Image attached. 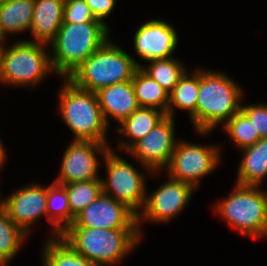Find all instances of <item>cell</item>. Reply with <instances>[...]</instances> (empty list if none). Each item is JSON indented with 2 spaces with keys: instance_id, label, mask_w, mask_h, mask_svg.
I'll return each mask as SVG.
<instances>
[{
  "instance_id": "44dd1931",
  "label": "cell",
  "mask_w": 267,
  "mask_h": 266,
  "mask_svg": "<svg viewBox=\"0 0 267 266\" xmlns=\"http://www.w3.org/2000/svg\"><path fill=\"white\" fill-rule=\"evenodd\" d=\"M188 75L187 71L169 94L167 116L175 117L174 108L187 110L192 125L196 129V105L199 91V70Z\"/></svg>"
},
{
  "instance_id": "e575fe53",
  "label": "cell",
  "mask_w": 267,
  "mask_h": 266,
  "mask_svg": "<svg viewBox=\"0 0 267 266\" xmlns=\"http://www.w3.org/2000/svg\"><path fill=\"white\" fill-rule=\"evenodd\" d=\"M0 266H8L4 262L0 261Z\"/></svg>"
},
{
  "instance_id": "4dcf8cb0",
  "label": "cell",
  "mask_w": 267,
  "mask_h": 266,
  "mask_svg": "<svg viewBox=\"0 0 267 266\" xmlns=\"http://www.w3.org/2000/svg\"><path fill=\"white\" fill-rule=\"evenodd\" d=\"M95 19L104 22L115 8L116 0H85Z\"/></svg>"
},
{
  "instance_id": "ba28073f",
  "label": "cell",
  "mask_w": 267,
  "mask_h": 266,
  "mask_svg": "<svg viewBox=\"0 0 267 266\" xmlns=\"http://www.w3.org/2000/svg\"><path fill=\"white\" fill-rule=\"evenodd\" d=\"M110 148L105 159L106 180L102 179V192L124 203L136 215L142 210L146 199L144 173L120 157Z\"/></svg>"
},
{
  "instance_id": "cb8c5ba5",
  "label": "cell",
  "mask_w": 267,
  "mask_h": 266,
  "mask_svg": "<svg viewBox=\"0 0 267 266\" xmlns=\"http://www.w3.org/2000/svg\"><path fill=\"white\" fill-rule=\"evenodd\" d=\"M44 245L43 266H95L61 237L48 238Z\"/></svg>"
},
{
  "instance_id": "603a6c76",
  "label": "cell",
  "mask_w": 267,
  "mask_h": 266,
  "mask_svg": "<svg viewBox=\"0 0 267 266\" xmlns=\"http://www.w3.org/2000/svg\"><path fill=\"white\" fill-rule=\"evenodd\" d=\"M131 81L140 107L156 108L167 115L169 94L154 79L138 68Z\"/></svg>"
},
{
  "instance_id": "6da1fadb",
  "label": "cell",
  "mask_w": 267,
  "mask_h": 266,
  "mask_svg": "<svg viewBox=\"0 0 267 266\" xmlns=\"http://www.w3.org/2000/svg\"><path fill=\"white\" fill-rule=\"evenodd\" d=\"M243 90L225 73L199 70L196 105V131L210 134L216 125L223 126L241 110Z\"/></svg>"
},
{
  "instance_id": "52a82bcc",
  "label": "cell",
  "mask_w": 267,
  "mask_h": 266,
  "mask_svg": "<svg viewBox=\"0 0 267 266\" xmlns=\"http://www.w3.org/2000/svg\"><path fill=\"white\" fill-rule=\"evenodd\" d=\"M5 47L1 55L0 83L24 87L36 85L54 72L45 44L21 40Z\"/></svg>"
},
{
  "instance_id": "7c38bea8",
  "label": "cell",
  "mask_w": 267,
  "mask_h": 266,
  "mask_svg": "<svg viewBox=\"0 0 267 266\" xmlns=\"http://www.w3.org/2000/svg\"><path fill=\"white\" fill-rule=\"evenodd\" d=\"M109 144L95 141L73 140L66 148L58 178L59 185L101 179L98 176L99 161L96 154L106 155Z\"/></svg>"
},
{
  "instance_id": "7a4b0ae2",
  "label": "cell",
  "mask_w": 267,
  "mask_h": 266,
  "mask_svg": "<svg viewBox=\"0 0 267 266\" xmlns=\"http://www.w3.org/2000/svg\"><path fill=\"white\" fill-rule=\"evenodd\" d=\"M109 26L103 22L65 23L49 52L51 65L59 77L67 79L88 57L109 40Z\"/></svg>"
},
{
  "instance_id": "9a60e30c",
  "label": "cell",
  "mask_w": 267,
  "mask_h": 266,
  "mask_svg": "<svg viewBox=\"0 0 267 266\" xmlns=\"http://www.w3.org/2000/svg\"><path fill=\"white\" fill-rule=\"evenodd\" d=\"M178 33L164 20L143 23L134 35V49L138 57L149 62L170 58L178 46Z\"/></svg>"
},
{
  "instance_id": "484cf974",
  "label": "cell",
  "mask_w": 267,
  "mask_h": 266,
  "mask_svg": "<svg viewBox=\"0 0 267 266\" xmlns=\"http://www.w3.org/2000/svg\"><path fill=\"white\" fill-rule=\"evenodd\" d=\"M27 237L0 204V261L7 265L16 256Z\"/></svg>"
},
{
  "instance_id": "e0dca14e",
  "label": "cell",
  "mask_w": 267,
  "mask_h": 266,
  "mask_svg": "<svg viewBox=\"0 0 267 266\" xmlns=\"http://www.w3.org/2000/svg\"><path fill=\"white\" fill-rule=\"evenodd\" d=\"M65 0H34L30 42L49 45L63 23Z\"/></svg>"
},
{
  "instance_id": "ac0fdd59",
  "label": "cell",
  "mask_w": 267,
  "mask_h": 266,
  "mask_svg": "<svg viewBox=\"0 0 267 266\" xmlns=\"http://www.w3.org/2000/svg\"><path fill=\"white\" fill-rule=\"evenodd\" d=\"M236 183L244 186L260 187L267 176V137L252 146L242 149Z\"/></svg>"
},
{
  "instance_id": "5b68a950",
  "label": "cell",
  "mask_w": 267,
  "mask_h": 266,
  "mask_svg": "<svg viewBox=\"0 0 267 266\" xmlns=\"http://www.w3.org/2000/svg\"><path fill=\"white\" fill-rule=\"evenodd\" d=\"M59 97V114L73 132V140L107 142V128L97 94L64 80Z\"/></svg>"
},
{
  "instance_id": "9c48e42d",
  "label": "cell",
  "mask_w": 267,
  "mask_h": 266,
  "mask_svg": "<svg viewBox=\"0 0 267 266\" xmlns=\"http://www.w3.org/2000/svg\"><path fill=\"white\" fill-rule=\"evenodd\" d=\"M178 140L166 167L168 178L192 185L195 189L204 176L220 165V148Z\"/></svg>"
},
{
  "instance_id": "8fae6325",
  "label": "cell",
  "mask_w": 267,
  "mask_h": 266,
  "mask_svg": "<svg viewBox=\"0 0 267 266\" xmlns=\"http://www.w3.org/2000/svg\"><path fill=\"white\" fill-rule=\"evenodd\" d=\"M195 190L192 185L170 177L150 195L146 192L144 206L137 215V227L141 238L143 233L140 227L143 220L159 223L173 220L185 208Z\"/></svg>"
},
{
  "instance_id": "f546056e",
  "label": "cell",
  "mask_w": 267,
  "mask_h": 266,
  "mask_svg": "<svg viewBox=\"0 0 267 266\" xmlns=\"http://www.w3.org/2000/svg\"><path fill=\"white\" fill-rule=\"evenodd\" d=\"M241 111L250 119L260 138L267 137V104L241 105Z\"/></svg>"
},
{
  "instance_id": "836d02e7",
  "label": "cell",
  "mask_w": 267,
  "mask_h": 266,
  "mask_svg": "<svg viewBox=\"0 0 267 266\" xmlns=\"http://www.w3.org/2000/svg\"><path fill=\"white\" fill-rule=\"evenodd\" d=\"M9 0H0V5L5 4L6 2H8Z\"/></svg>"
},
{
  "instance_id": "5bb4252c",
  "label": "cell",
  "mask_w": 267,
  "mask_h": 266,
  "mask_svg": "<svg viewBox=\"0 0 267 266\" xmlns=\"http://www.w3.org/2000/svg\"><path fill=\"white\" fill-rule=\"evenodd\" d=\"M0 204L14 224L29 236L34 222L47 217V186L37 183L23 186L7 198H0Z\"/></svg>"
},
{
  "instance_id": "277c9868",
  "label": "cell",
  "mask_w": 267,
  "mask_h": 266,
  "mask_svg": "<svg viewBox=\"0 0 267 266\" xmlns=\"http://www.w3.org/2000/svg\"><path fill=\"white\" fill-rule=\"evenodd\" d=\"M141 64L110 39L88 57L67 79L82 90L100 89L133 79Z\"/></svg>"
},
{
  "instance_id": "d6a6232c",
  "label": "cell",
  "mask_w": 267,
  "mask_h": 266,
  "mask_svg": "<svg viewBox=\"0 0 267 266\" xmlns=\"http://www.w3.org/2000/svg\"><path fill=\"white\" fill-rule=\"evenodd\" d=\"M4 41H5L4 39H0V67H1V55L5 45Z\"/></svg>"
},
{
  "instance_id": "4fadbf2b",
  "label": "cell",
  "mask_w": 267,
  "mask_h": 266,
  "mask_svg": "<svg viewBox=\"0 0 267 266\" xmlns=\"http://www.w3.org/2000/svg\"><path fill=\"white\" fill-rule=\"evenodd\" d=\"M69 227L138 229L137 215L124 203L101 192L95 201L75 217Z\"/></svg>"
},
{
  "instance_id": "3957f363",
  "label": "cell",
  "mask_w": 267,
  "mask_h": 266,
  "mask_svg": "<svg viewBox=\"0 0 267 266\" xmlns=\"http://www.w3.org/2000/svg\"><path fill=\"white\" fill-rule=\"evenodd\" d=\"M60 237L95 266L117 265L141 241L138 229L68 227Z\"/></svg>"
},
{
  "instance_id": "f1b7e54d",
  "label": "cell",
  "mask_w": 267,
  "mask_h": 266,
  "mask_svg": "<svg viewBox=\"0 0 267 266\" xmlns=\"http://www.w3.org/2000/svg\"><path fill=\"white\" fill-rule=\"evenodd\" d=\"M63 22H101L95 19L85 0H65Z\"/></svg>"
},
{
  "instance_id": "d6986e66",
  "label": "cell",
  "mask_w": 267,
  "mask_h": 266,
  "mask_svg": "<svg viewBox=\"0 0 267 266\" xmlns=\"http://www.w3.org/2000/svg\"><path fill=\"white\" fill-rule=\"evenodd\" d=\"M166 114L156 108L140 107L128 116L118 127V131L128 140L118 141V148L127 151L136 141L145 137Z\"/></svg>"
},
{
  "instance_id": "ffe728a7",
  "label": "cell",
  "mask_w": 267,
  "mask_h": 266,
  "mask_svg": "<svg viewBox=\"0 0 267 266\" xmlns=\"http://www.w3.org/2000/svg\"><path fill=\"white\" fill-rule=\"evenodd\" d=\"M34 0H9L0 5V37L30 31Z\"/></svg>"
},
{
  "instance_id": "4316f807",
  "label": "cell",
  "mask_w": 267,
  "mask_h": 266,
  "mask_svg": "<svg viewBox=\"0 0 267 266\" xmlns=\"http://www.w3.org/2000/svg\"><path fill=\"white\" fill-rule=\"evenodd\" d=\"M101 180L96 179L62 185L66 189L69 208L74 218L101 194Z\"/></svg>"
},
{
  "instance_id": "2e32d148",
  "label": "cell",
  "mask_w": 267,
  "mask_h": 266,
  "mask_svg": "<svg viewBox=\"0 0 267 266\" xmlns=\"http://www.w3.org/2000/svg\"><path fill=\"white\" fill-rule=\"evenodd\" d=\"M103 118L109 126V118L121 124L140 108L132 81L112 84L96 92Z\"/></svg>"
},
{
  "instance_id": "8992f818",
  "label": "cell",
  "mask_w": 267,
  "mask_h": 266,
  "mask_svg": "<svg viewBox=\"0 0 267 266\" xmlns=\"http://www.w3.org/2000/svg\"><path fill=\"white\" fill-rule=\"evenodd\" d=\"M214 210L242 235L267 236V199L257 186L235 183L230 196L214 204Z\"/></svg>"
},
{
  "instance_id": "7402d4cb",
  "label": "cell",
  "mask_w": 267,
  "mask_h": 266,
  "mask_svg": "<svg viewBox=\"0 0 267 266\" xmlns=\"http://www.w3.org/2000/svg\"><path fill=\"white\" fill-rule=\"evenodd\" d=\"M47 220L51 223L53 234L49 238L60 237L61 234L74 222L71 215L66 189L52 182L47 186Z\"/></svg>"
},
{
  "instance_id": "83f0119b",
  "label": "cell",
  "mask_w": 267,
  "mask_h": 266,
  "mask_svg": "<svg viewBox=\"0 0 267 266\" xmlns=\"http://www.w3.org/2000/svg\"><path fill=\"white\" fill-rule=\"evenodd\" d=\"M223 127L240 150L254 145L261 139L250 119L241 110Z\"/></svg>"
},
{
  "instance_id": "1f68e13d",
  "label": "cell",
  "mask_w": 267,
  "mask_h": 266,
  "mask_svg": "<svg viewBox=\"0 0 267 266\" xmlns=\"http://www.w3.org/2000/svg\"><path fill=\"white\" fill-rule=\"evenodd\" d=\"M6 150H5V147L0 139V169L3 167V164L5 163L6 161Z\"/></svg>"
},
{
  "instance_id": "d4e9b609",
  "label": "cell",
  "mask_w": 267,
  "mask_h": 266,
  "mask_svg": "<svg viewBox=\"0 0 267 266\" xmlns=\"http://www.w3.org/2000/svg\"><path fill=\"white\" fill-rule=\"evenodd\" d=\"M149 65H141L140 69L154 79L168 94L185 73L186 69L179 60L173 57L149 61Z\"/></svg>"
},
{
  "instance_id": "30bf717a",
  "label": "cell",
  "mask_w": 267,
  "mask_h": 266,
  "mask_svg": "<svg viewBox=\"0 0 267 266\" xmlns=\"http://www.w3.org/2000/svg\"><path fill=\"white\" fill-rule=\"evenodd\" d=\"M174 124V118L166 115L126 153L129 152L128 154L134 156L150 174L166 169L178 141L175 137Z\"/></svg>"
}]
</instances>
